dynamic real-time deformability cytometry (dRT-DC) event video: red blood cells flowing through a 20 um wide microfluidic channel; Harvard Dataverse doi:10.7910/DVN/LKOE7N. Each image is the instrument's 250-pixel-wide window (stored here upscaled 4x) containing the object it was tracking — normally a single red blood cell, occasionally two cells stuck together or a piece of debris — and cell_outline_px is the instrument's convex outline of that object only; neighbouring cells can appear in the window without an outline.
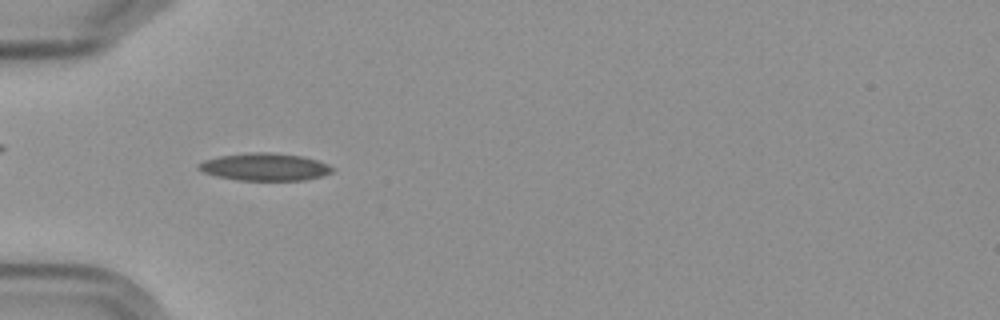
{"species": "Egyptian fruit bat (a non-hibernating species)", "species_latin": "Rousettus aegyptiacus", "temperature_condition": "cold", "stored_images_in_passage": 4, "camera_frame_rate_fps": 3000, "um_per_image_px": 0.085, "frame": {"image": 1, "passage_image": 3, "time_ms": 2.333, "image_size_px": [1000, 320], "cell_outline_px": [[336, 168], [332, 172], [324, 176], [304, 180], [236, 180], [216, 176], [204, 172], [196, 168], [196, 164], [204, 160], [220, 156], [260, 152], [264, 152], [300, 156], [316, 160], [328, 164]], "centroid_in_image_um": [22.51, 14.2], "position_along_channel_um": 62.5, "area_um2": 21.27}}
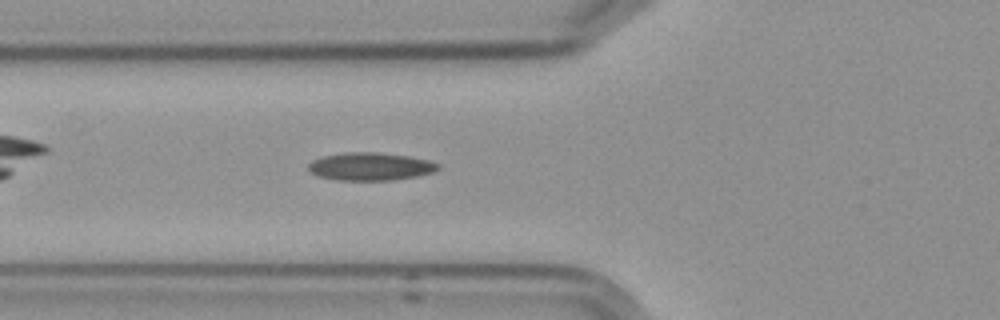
{"frame": {"image": 2, "passage_image": 4, "time_ms": 3.333, "image_size_px": [1000, 320], "cell_outline_px": [[440, 168], [432, 172], [416, 176], [392, 180], [336, 180], [316, 176], [308, 168], [308, 164], [312, 160], [324, 156], [344, 152], [376, 152], [408, 156], [428, 160], [440, 164]], "centroid_in_image_um": [31.46, 14.15], "position_along_channel_um": 94.3, "area_um2": 21.04}}